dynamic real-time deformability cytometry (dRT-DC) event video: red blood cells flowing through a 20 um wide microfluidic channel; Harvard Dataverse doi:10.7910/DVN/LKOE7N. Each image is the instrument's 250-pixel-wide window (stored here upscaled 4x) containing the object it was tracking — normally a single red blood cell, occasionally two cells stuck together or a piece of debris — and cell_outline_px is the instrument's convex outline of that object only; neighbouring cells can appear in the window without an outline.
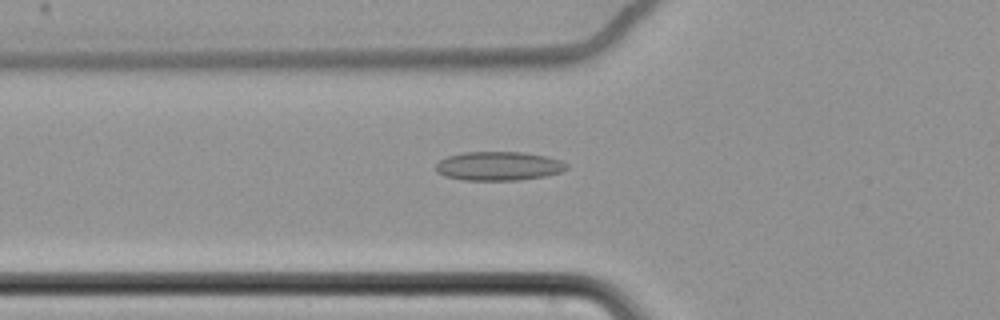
{"species": "common noctule bat (a hibernating species)", "species_latin": "Nyctalus noctula", "temperature_condition": "cold", "stored_images_in_passage": 63, "camera_frame_rate_fps": 3000, "um_per_image_px": 0.085, "animal": {"sex": "female", "body_mass_g": 22.7, "forearm_length_mm": 54.2}, "frame": {"image": 1, "passage_image": 25, "time_ms": 8.0, "image_size_px": [1000, 320], "cell_outline_px": [[568, 168], [560, 172], [544, 176], [516, 180], [460, 180], [444, 176], [436, 172], [436, 164], [440, 160], [448, 156], [464, 152], [524, 152], [544, 156], [560, 160], [568, 164]], "centroid_in_image_um": [42.35, 14.11], "position_along_channel_um": 83.4, "area_um2": 22.02}}
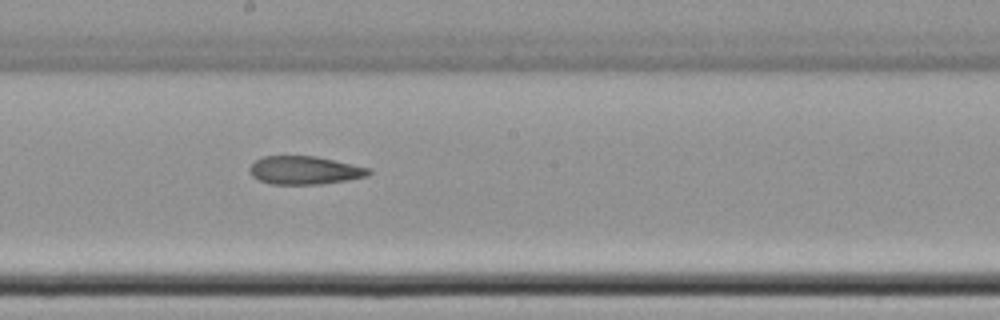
{"frame": {"image": 2, "passage_image": 37, "time_ms": 12.0, "image_size_px": [1000, 320], "cell_outline_px": [[372, 172], [368, 176], [348, 180], [320, 184], [272, 184], [260, 180], [252, 176], [248, 172], [248, 168], [256, 160], [264, 156], [316, 156], [372, 168]], "centroid_in_image_um": [25.92, 14.47], "position_along_channel_um": 222.3, "area_um2": 19.71}}
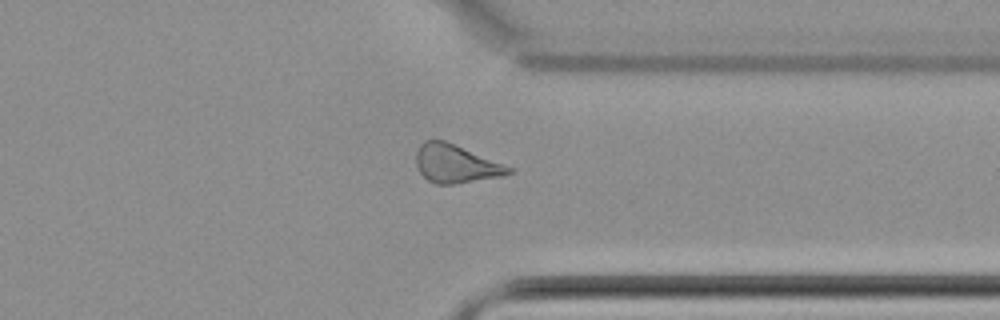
{"frame": {"image": 3, "passage_image": 50, "time_ms": 16.333, "image_size_px": [1000, 320], "cell_outline_px": [[516, 168], [512, 172], [504, 176], [452, 184], [436, 184], [428, 180], [420, 172], [416, 164], [416, 152], [420, 144], [424, 140], [444, 140]], "centroid_in_image_um": [38.77, 13.92], "position_along_channel_um": 372.6, "area_um2": 20.69}}